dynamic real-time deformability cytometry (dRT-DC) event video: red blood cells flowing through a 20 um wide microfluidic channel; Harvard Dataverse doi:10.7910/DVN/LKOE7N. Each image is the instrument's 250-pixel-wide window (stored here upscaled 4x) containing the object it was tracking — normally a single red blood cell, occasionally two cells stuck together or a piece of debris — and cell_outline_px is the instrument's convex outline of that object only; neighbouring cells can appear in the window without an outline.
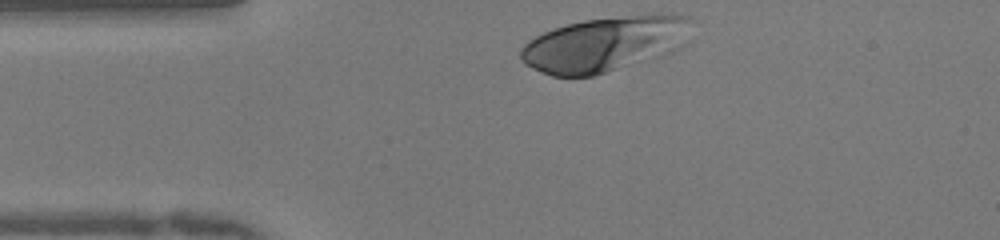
{"species": "human", "species_latin": "Homo sapiens", "temperature_condition": "warm", "stored_images_in_passage": 31, "camera_frame_rate_fps": 3000, "um_per_image_px": 0.085, "donor": {"sex": "female"}, "frame": {"image": 1, "passage_image": 1, "time_ms": 0.0, "image_size_px": [1000, 240], "cell_outline_px": [[692, 40], [688, 44], [672, 52], [660, 56], [592, 76], [552, 76], [532, 68], [524, 64], [520, 60], [520, 48], [528, 40], [544, 32], [568, 24], [584, 20], [652, 12], [672, 12], [692, 16]], "centroid_in_image_um": [51.55, 3.69], "position_along_channel_um": 33.5, "area_um2": 56.12}}
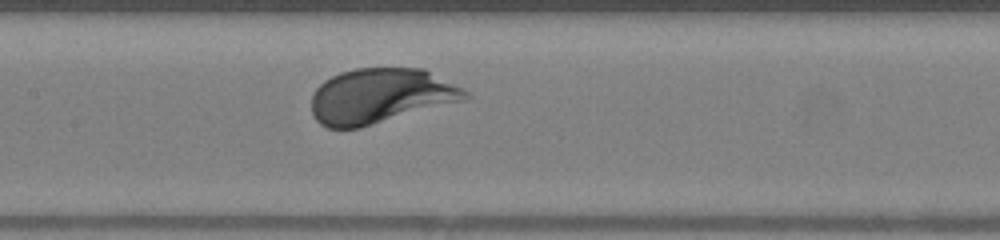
{"frame": {"image": 2, "passage_image": 14, "time_ms": 4.333, "image_size_px": [1000, 240], "cell_outline_px": [[472, 96], [464, 100], [360, 128], [328, 128], [320, 124], [316, 120], [312, 112], [312, 92], [324, 80], [340, 72], [356, 68], [424, 68], [464, 88]], "centroid_in_image_um": [32.34, 8.15], "position_along_channel_um": 175.1, "area_um2": 49.48}}
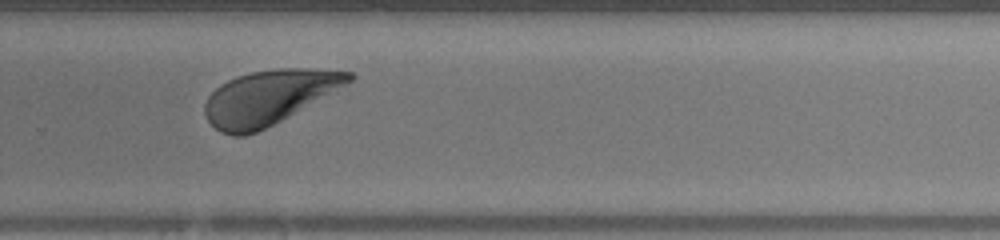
{"frame": {"image": 3, "passage_image": 24, "time_ms": 7.667, "image_size_px": [1000, 240], "cell_outline_px": [[356, 76], [348, 96], [256, 132], [244, 136], [232, 136], [220, 132], [208, 120], [204, 112], [204, 104], [208, 96], [220, 84], [236, 76], [252, 72], [276, 68], [304, 68], [352, 72]], "centroid_in_image_um": [23.2, 8.3], "position_along_channel_um": 306.6, "area_um2": 49.25}, "authors_computed_cell_mechanics": {"area_um2": 48.7254, "velocity_mm_per_s": 3.951, "shape_relaxation_time_tau1_ms": 1.3233, "shape_relaxation_time_tau2_ms": null, "deformation_change_tau1": 0.139, "deformation_change_tau2": null}}